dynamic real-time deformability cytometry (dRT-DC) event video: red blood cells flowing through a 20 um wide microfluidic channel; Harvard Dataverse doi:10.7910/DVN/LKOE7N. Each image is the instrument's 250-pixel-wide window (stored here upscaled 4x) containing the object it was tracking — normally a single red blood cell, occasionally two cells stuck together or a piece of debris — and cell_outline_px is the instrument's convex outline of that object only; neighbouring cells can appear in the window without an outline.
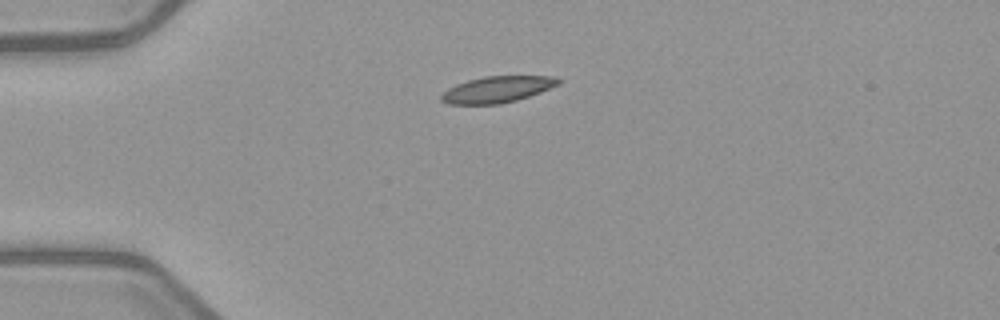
{"species": "common noctule bat (a hibernating species)", "species_latin": "Nyctalus noctula", "temperature_condition": "warm", "stored_images_in_passage": 3, "camera_frame_rate_fps": 3000, "um_per_image_px": 0.085, "animal": {"sex": "female", "body_mass_g": 21.9}, "frame": {"image": 1, "passage_image": 1, "time_ms": 0.0, "image_size_px": [1000, 320], "cell_outline_px": [[564, 80], [560, 84], [540, 92], [516, 100], [500, 104], [448, 104], [440, 100], [440, 96], [448, 88], [456, 84], [468, 80], [484, 76], [548, 76]], "centroid_in_image_um": [42.26, 7.6], "position_along_channel_um": 42.7, "area_um2": 17.92}}
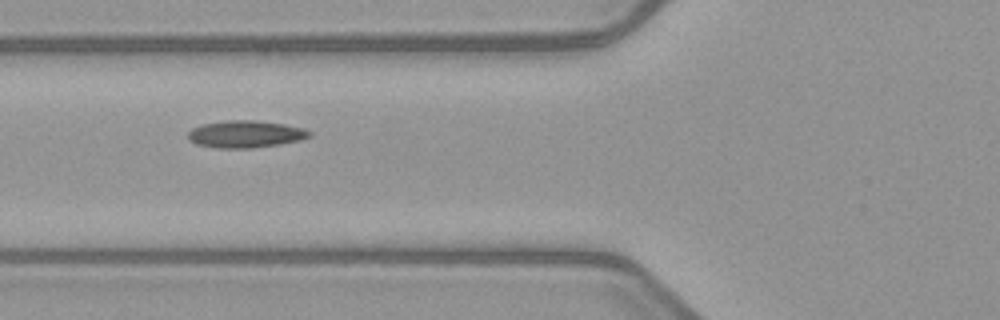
{"frame": {"image": 2, "passage_image": 3, "time_ms": 2.333, "image_size_px": [1000, 320], "cell_outline_px": [[312, 136], [300, 140], [280, 144], [252, 148], [216, 148], [196, 144], [188, 140], [188, 132], [192, 128], [204, 124], [228, 120], [252, 120], [284, 124], [304, 128], [312, 132]], "centroid_in_image_um": [20.88, 11.4], "position_along_channel_um": 104.9, "area_um2": 19.25}}